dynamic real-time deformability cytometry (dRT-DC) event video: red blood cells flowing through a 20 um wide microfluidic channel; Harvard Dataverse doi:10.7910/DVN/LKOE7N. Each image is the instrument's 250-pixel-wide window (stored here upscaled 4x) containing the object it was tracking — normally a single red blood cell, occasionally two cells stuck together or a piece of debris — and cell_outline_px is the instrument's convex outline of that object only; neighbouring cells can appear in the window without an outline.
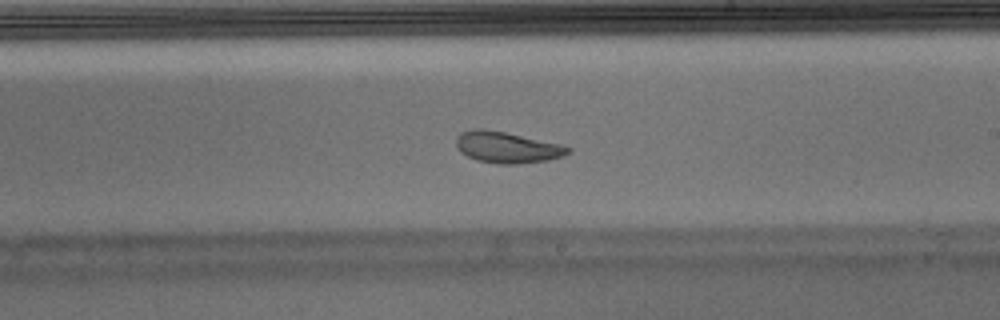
{"species": "Egyptian fruit bat (a non-hibernating species)", "species_latin": "Rousettus aegyptiacus", "temperature_condition": "warm", "stored_images_in_passage": 42, "camera_frame_rate_fps": 3000, "um_per_image_px": 0.085, "animal": {"sex": "male"}, "frame": {"image": 1, "passage_image": 19, "time_ms": 6.0, "image_size_px": [1000, 320], "cell_outline_px": [[572, 152], [564, 156], [548, 160], [516, 164], [496, 164], [476, 160], [460, 152], [456, 144], [456, 136], [460, 132], [472, 128], [484, 128], [504, 132], [560, 144], [572, 148]], "centroid_in_image_um": [43.08, 12.52], "position_along_channel_um": 245.9, "area_um2": 20.52}, "authors_computed_cell_mechanics": {"area_um2": 21.1548, "velocity_mm_per_s": 3.8781, "shape_relaxation_time_tau1_ms": 6.0771, "shape_relaxation_time_tau2_ms": 2.2541, "deformation_change_tau1": 0.1911, "deformation_change_tau2": 0.0797}}